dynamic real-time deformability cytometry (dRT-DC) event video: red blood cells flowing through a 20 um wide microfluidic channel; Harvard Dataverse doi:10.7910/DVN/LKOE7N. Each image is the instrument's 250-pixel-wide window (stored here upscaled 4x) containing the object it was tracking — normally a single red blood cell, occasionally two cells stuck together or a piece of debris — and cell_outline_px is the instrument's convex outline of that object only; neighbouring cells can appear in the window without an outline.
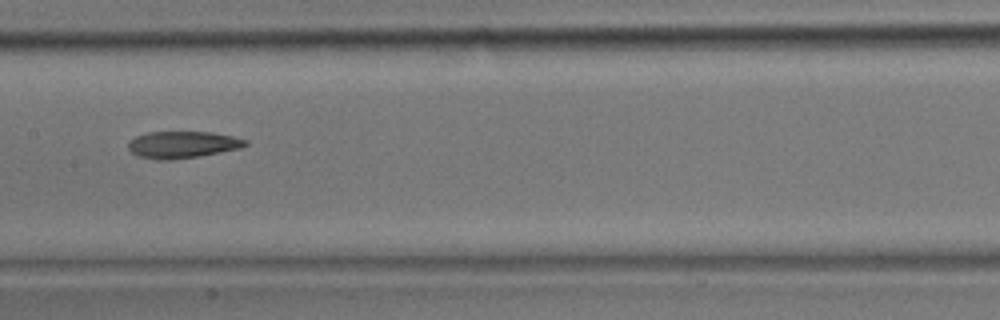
{"species": "common noctule bat (a hibernating species)", "species_latin": "Nyctalus noctula", "temperature_condition": "room temperature", "stored_images_in_passage": 23, "camera_frame_rate_fps": 3000, "um_per_image_px": 0.085, "animal": {"sex": "male", "body_mass_g": 17.9}, "frame": {"image": 1, "passage_image": 7, "time_ms": 2.0, "image_size_px": [1000, 320], "cell_outline_px": [[248, 144], [240, 148], [220, 152], [172, 160], [156, 160], [140, 156], [132, 152], [128, 148], [128, 144], [136, 136], [148, 132], [212, 132], [232, 136], [248, 140]], "centroid_in_image_um": [15.52, 12.29], "position_along_channel_um": 191.9, "area_um2": 18.15}}